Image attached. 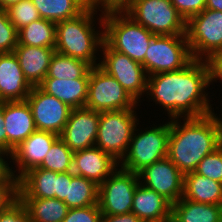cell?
<instances>
[{
	"instance_id": "18",
	"label": "cell",
	"mask_w": 222,
	"mask_h": 222,
	"mask_svg": "<svg viewBox=\"0 0 222 222\" xmlns=\"http://www.w3.org/2000/svg\"><path fill=\"white\" fill-rule=\"evenodd\" d=\"M118 167V161L96 146L73 152L72 172L97 185L103 183Z\"/></svg>"
},
{
	"instance_id": "38",
	"label": "cell",
	"mask_w": 222,
	"mask_h": 222,
	"mask_svg": "<svg viewBox=\"0 0 222 222\" xmlns=\"http://www.w3.org/2000/svg\"><path fill=\"white\" fill-rule=\"evenodd\" d=\"M6 158L9 160H6ZM9 164H8V162ZM12 153L0 149V183H18V179L12 170ZM11 165V166H9ZM11 167V168H10Z\"/></svg>"
},
{
	"instance_id": "5",
	"label": "cell",
	"mask_w": 222,
	"mask_h": 222,
	"mask_svg": "<svg viewBox=\"0 0 222 222\" xmlns=\"http://www.w3.org/2000/svg\"><path fill=\"white\" fill-rule=\"evenodd\" d=\"M169 120L168 118V122L165 121V124L145 127V131L136 126L128 151L119 166L133 173H138L154 162L166 158L170 133Z\"/></svg>"
},
{
	"instance_id": "2",
	"label": "cell",
	"mask_w": 222,
	"mask_h": 222,
	"mask_svg": "<svg viewBox=\"0 0 222 222\" xmlns=\"http://www.w3.org/2000/svg\"><path fill=\"white\" fill-rule=\"evenodd\" d=\"M220 146L217 113L170 119L167 157L183 174L195 171L202 159Z\"/></svg>"
},
{
	"instance_id": "42",
	"label": "cell",
	"mask_w": 222,
	"mask_h": 222,
	"mask_svg": "<svg viewBox=\"0 0 222 222\" xmlns=\"http://www.w3.org/2000/svg\"><path fill=\"white\" fill-rule=\"evenodd\" d=\"M72 172L57 173V199L64 201L67 197L68 183H71Z\"/></svg>"
},
{
	"instance_id": "27",
	"label": "cell",
	"mask_w": 222,
	"mask_h": 222,
	"mask_svg": "<svg viewBox=\"0 0 222 222\" xmlns=\"http://www.w3.org/2000/svg\"><path fill=\"white\" fill-rule=\"evenodd\" d=\"M40 17L55 23L81 14L88 5L83 0H31Z\"/></svg>"
},
{
	"instance_id": "17",
	"label": "cell",
	"mask_w": 222,
	"mask_h": 222,
	"mask_svg": "<svg viewBox=\"0 0 222 222\" xmlns=\"http://www.w3.org/2000/svg\"><path fill=\"white\" fill-rule=\"evenodd\" d=\"M3 116L7 134V151L13 153L37 130L32 110L26 100L7 101L3 104Z\"/></svg>"
},
{
	"instance_id": "51",
	"label": "cell",
	"mask_w": 222,
	"mask_h": 222,
	"mask_svg": "<svg viewBox=\"0 0 222 222\" xmlns=\"http://www.w3.org/2000/svg\"><path fill=\"white\" fill-rule=\"evenodd\" d=\"M93 5H95L99 0H89Z\"/></svg>"
},
{
	"instance_id": "8",
	"label": "cell",
	"mask_w": 222,
	"mask_h": 222,
	"mask_svg": "<svg viewBox=\"0 0 222 222\" xmlns=\"http://www.w3.org/2000/svg\"><path fill=\"white\" fill-rule=\"evenodd\" d=\"M193 60L186 35H156L144 57L147 76L177 71Z\"/></svg>"
},
{
	"instance_id": "22",
	"label": "cell",
	"mask_w": 222,
	"mask_h": 222,
	"mask_svg": "<svg viewBox=\"0 0 222 222\" xmlns=\"http://www.w3.org/2000/svg\"><path fill=\"white\" fill-rule=\"evenodd\" d=\"M89 78H44L38 85L45 93L53 95L72 109L85 107Z\"/></svg>"
},
{
	"instance_id": "4",
	"label": "cell",
	"mask_w": 222,
	"mask_h": 222,
	"mask_svg": "<svg viewBox=\"0 0 222 222\" xmlns=\"http://www.w3.org/2000/svg\"><path fill=\"white\" fill-rule=\"evenodd\" d=\"M104 41L115 51L129 56L144 67V57L156 36L124 11L103 12Z\"/></svg>"
},
{
	"instance_id": "1",
	"label": "cell",
	"mask_w": 222,
	"mask_h": 222,
	"mask_svg": "<svg viewBox=\"0 0 222 222\" xmlns=\"http://www.w3.org/2000/svg\"><path fill=\"white\" fill-rule=\"evenodd\" d=\"M207 88H210L207 61L193 59L180 70L148 76L145 96L148 102L152 99L162 106L170 119L200 117L214 112Z\"/></svg>"
},
{
	"instance_id": "39",
	"label": "cell",
	"mask_w": 222,
	"mask_h": 222,
	"mask_svg": "<svg viewBox=\"0 0 222 222\" xmlns=\"http://www.w3.org/2000/svg\"><path fill=\"white\" fill-rule=\"evenodd\" d=\"M206 61L209 67L210 84L213 85L219 80L218 82L222 85V53L212 55Z\"/></svg>"
},
{
	"instance_id": "25",
	"label": "cell",
	"mask_w": 222,
	"mask_h": 222,
	"mask_svg": "<svg viewBox=\"0 0 222 222\" xmlns=\"http://www.w3.org/2000/svg\"><path fill=\"white\" fill-rule=\"evenodd\" d=\"M171 222H222V206L198 203L182 197L172 204Z\"/></svg>"
},
{
	"instance_id": "11",
	"label": "cell",
	"mask_w": 222,
	"mask_h": 222,
	"mask_svg": "<svg viewBox=\"0 0 222 222\" xmlns=\"http://www.w3.org/2000/svg\"><path fill=\"white\" fill-rule=\"evenodd\" d=\"M100 52L103 56L99 57L103 59H100L98 66L114 77L137 102H142L140 98L146 95L148 77L143 65L115 51L105 41Z\"/></svg>"
},
{
	"instance_id": "44",
	"label": "cell",
	"mask_w": 222,
	"mask_h": 222,
	"mask_svg": "<svg viewBox=\"0 0 222 222\" xmlns=\"http://www.w3.org/2000/svg\"><path fill=\"white\" fill-rule=\"evenodd\" d=\"M3 116V106L0 108V149H4L7 151V134L5 129Z\"/></svg>"
},
{
	"instance_id": "45",
	"label": "cell",
	"mask_w": 222,
	"mask_h": 222,
	"mask_svg": "<svg viewBox=\"0 0 222 222\" xmlns=\"http://www.w3.org/2000/svg\"><path fill=\"white\" fill-rule=\"evenodd\" d=\"M206 9L222 11V0H206Z\"/></svg>"
},
{
	"instance_id": "24",
	"label": "cell",
	"mask_w": 222,
	"mask_h": 222,
	"mask_svg": "<svg viewBox=\"0 0 222 222\" xmlns=\"http://www.w3.org/2000/svg\"><path fill=\"white\" fill-rule=\"evenodd\" d=\"M183 198L198 203L222 206V183L197 174H184Z\"/></svg>"
},
{
	"instance_id": "46",
	"label": "cell",
	"mask_w": 222,
	"mask_h": 222,
	"mask_svg": "<svg viewBox=\"0 0 222 222\" xmlns=\"http://www.w3.org/2000/svg\"><path fill=\"white\" fill-rule=\"evenodd\" d=\"M23 0H0V8L7 9L11 5L16 4Z\"/></svg>"
},
{
	"instance_id": "37",
	"label": "cell",
	"mask_w": 222,
	"mask_h": 222,
	"mask_svg": "<svg viewBox=\"0 0 222 222\" xmlns=\"http://www.w3.org/2000/svg\"><path fill=\"white\" fill-rule=\"evenodd\" d=\"M171 3L185 22L206 8V0H171Z\"/></svg>"
},
{
	"instance_id": "30",
	"label": "cell",
	"mask_w": 222,
	"mask_h": 222,
	"mask_svg": "<svg viewBox=\"0 0 222 222\" xmlns=\"http://www.w3.org/2000/svg\"><path fill=\"white\" fill-rule=\"evenodd\" d=\"M91 66L85 61L54 52L45 78H90Z\"/></svg>"
},
{
	"instance_id": "10",
	"label": "cell",
	"mask_w": 222,
	"mask_h": 222,
	"mask_svg": "<svg viewBox=\"0 0 222 222\" xmlns=\"http://www.w3.org/2000/svg\"><path fill=\"white\" fill-rule=\"evenodd\" d=\"M140 105L114 77L99 66L91 67L85 107L102 112L137 109Z\"/></svg>"
},
{
	"instance_id": "9",
	"label": "cell",
	"mask_w": 222,
	"mask_h": 222,
	"mask_svg": "<svg viewBox=\"0 0 222 222\" xmlns=\"http://www.w3.org/2000/svg\"><path fill=\"white\" fill-rule=\"evenodd\" d=\"M186 37L193 59L207 60L222 53V11L204 9L186 22Z\"/></svg>"
},
{
	"instance_id": "34",
	"label": "cell",
	"mask_w": 222,
	"mask_h": 222,
	"mask_svg": "<svg viewBox=\"0 0 222 222\" xmlns=\"http://www.w3.org/2000/svg\"><path fill=\"white\" fill-rule=\"evenodd\" d=\"M195 172L222 183V145L211 154L206 155L198 164Z\"/></svg>"
},
{
	"instance_id": "29",
	"label": "cell",
	"mask_w": 222,
	"mask_h": 222,
	"mask_svg": "<svg viewBox=\"0 0 222 222\" xmlns=\"http://www.w3.org/2000/svg\"><path fill=\"white\" fill-rule=\"evenodd\" d=\"M99 185L90 179L72 172L68 183L67 197L64 200L68 208H84L98 204Z\"/></svg>"
},
{
	"instance_id": "43",
	"label": "cell",
	"mask_w": 222,
	"mask_h": 222,
	"mask_svg": "<svg viewBox=\"0 0 222 222\" xmlns=\"http://www.w3.org/2000/svg\"><path fill=\"white\" fill-rule=\"evenodd\" d=\"M101 222H141L135 213L122 215H102Z\"/></svg>"
},
{
	"instance_id": "23",
	"label": "cell",
	"mask_w": 222,
	"mask_h": 222,
	"mask_svg": "<svg viewBox=\"0 0 222 222\" xmlns=\"http://www.w3.org/2000/svg\"><path fill=\"white\" fill-rule=\"evenodd\" d=\"M17 196L57 199V172L39 167L30 169L18 180Z\"/></svg>"
},
{
	"instance_id": "40",
	"label": "cell",
	"mask_w": 222,
	"mask_h": 222,
	"mask_svg": "<svg viewBox=\"0 0 222 222\" xmlns=\"http://www.w3.org/2000/svg\"><path fill=\"white\" fill-rule=\"evenodd\" d=\"M18 183H0V210L17 197Z\"/></svg>"
},
{
	"instance_id": "28",
	"label": "cell",
	"mask_w": 222,
	"mask_h": 222,
	"mask_svg": "<svg viewBox=\"0 0 222 222\" xmlns=\"http://www.w3.org/2000/svg\"><path fill=\"white\" fill-rule=\"evenodd\" d=\"M18 45L55 48L56 23L38 19L18 31Z\"/></svg>"
},
{
	"instance_id": "15",
	"label": "cell",
	"mask_w": 222,
	"mask_h": 222,
	"mask_svg": "<svg viewBox=\"0 0 222 222\" xmlns=\"http://www.w3.org/2000/svg\"><path fill=\"white\" fill-rule=\"evenodd\" d=\"M100 112L87 107L72 109L60 138L73 151L95 146Z\"/></svg>"
},
{
	"instance_id": "50",
	"label": "cell",
	"mask_w": 222,
	"mask_h": 222,
	"mask_svg": "<svg viewBox=\"0 0 222 222\" xmlns=\"http://www.w3.org/2000/svg\"><path fill=\"white\" fill-rule=\"evenodd\" d=\"M88 6L93 5L89 0H83Z\"/></svg>"
},
{
	"instance_id": "20",
	"label": "cell",
	"mask_w": 222,
	"mask_h": 222,
	"mask_svg": "<svg viewBox=\"0 0 222 222\" xmlns=\"http://www.w3.org/2000/svg\"><path fill=\"white\" fill-rule=\"evenodd\" d=\"M55 48L17 45V56L25 78L32 86H38L47 76L49 64Z\"/></svg>"
},
{
	"instance_id": "7",
	"label": "cell",
	"mask_w": 222,
	"mask_h": 222,
	"mask_svg": "<svg viewBox=\"0 0 222 222\" xmlns=\"http://www.w3.org/2000/svg\"><path fill=\"white\" fill-rule=\"evenodd\" d=\"M123 11L154 35H186V22L171 0H134Z\"/></svg>"
},
{
	"instance_id": "41",
	"label": "cell",
	"mask_w": 222,
	"mask_h": 222,
	"mask_svg": "<svg viewBox=\"0 0 222 222\" xmlns=\"http://www.w3.org/2000/svg\"><path fill=\"white\" fill-rule=\"evenodd\" d=\"M134 0H99L95 5L102 11H123Z\"/></svg>"
},
{
	"instance_id": "19",
	"label": "cell",
	"mask_w": 222,
	"mask_h": 222,
	"mask_svg": "<svg viewBox=\"0 0 222 222\" xmlns=\"http://www.w3.org/2000/svg\"><path fill=\"white\" fill-rule=\"evenodd\" d=\"M33 86L25 78L17 56L0 54V96L7 101L26 100Z\"/></svg>"
},
{
	"instance_id": "16",
	"label": "cell",
	"mask_w": 222,
	"mask_h": 222,
	"mask_svg": "<svg viewBox=\"0 0 222 222\" xmlns=\"http://www.w3.org/2000/svg\"><path fill=\"white\" fill-rule=\"evenodd\" d=\"M59 137L52 132L36 130L13 151L12 163L16 168L13 171L18 180L30 169L41 165Z\"/></svg>"
},
{
	"instance_id": "49",
	"label": "cell",
	"mask_w": 222,
	"mask_h": 222,
	"mask_svg": "<svg viewBox=\"0 0 222 222\" xmlns=\"http://www.w3.org/2000/svg\"><path fill=\"white\" fill-rule=\"evenodd\" d=\"M4 100L1 98V96H0V108L3 106V104H4Z\"/></svg>"
},
{
	"instance_id": "13",
	"label": "cell",
	"mask_w": 222,
	"mask_h": 222,
	"mask_svg": "<svg viewBox=\"0 0 222 222\" xmlns=\"http://www.w3.org/2000/svg\"><path fill=\"white\" fill-rule=\"evenodd\" d=\"M26 101L31 107L37 130L52 132L60 136L68 121L72 108L58 98L33 86Z\"/></svg>"
},
{
	"instance_id": "12",
	"label": "cell",
	"mask_w": 222,
	"mask_h": 222,
	"mask_svg": "<svg viewBox=\"0 0 222 222\" xmlns=\"http://www.w3.org/2000/svg\"><path fill=\"white\" fill-rule=\"evenodd\" d=\"M138 174L120 166L99 185L98 204L102 215L131 213Z\"/></svg>"
},
{
	"instance_id": "33",
	"label": "cell",
	"mask_w": 222,
	"mask_h": 222,
	"mask_svg": "<svg viewBox=\"0 0 222 222\" xmlns=\"http://www.w3.org/2000/svg\"><path fill=\"white\" fill-rule=\"evenodd\" d=\"M18 45V31L11 23L7 9L0 8V54L12 53Z\"/></svg>"
},
{
	"instance_id": "36",
	"label": "cell",
	"mask_w": 222,
	"mask_h": 222,
	"mask_svg": "<svg viewBox=\"0 0 222 222\" xmlns=\"http://www.w3.org/2000/svg\"><path fill=\"white\" fill-rule=\"evenodd\" d=\"M102 213L99 204L84 208L68 209L62 222H101Z\"/></svg>"
},
{
	"instance_id": "32",
	"label": "cell",
	"mask_w": 222,
	"mask_h": 222,
	"mask_svg": "<svg viewBox=\"0 0 222 222\" xmlns=\"http://www.w3.org/2000/svg\"><path fill=\"white\" fill-rule=\"evenodd\" d=\"M7 12L17 31L41 18L38 9L31 0H23L13 4L7 8Z\"/></svg>"
},
{
	"instance_id": "14",
	"label": "cell",
	"mask_w": 222,
	"mask_h": 222,
	"mask_svg": "<svg viewBox=\"0 0 222 222\" xmlns=\"http://www.w3.org/2000/svg\"><path fill=\"white\" fill-rule=\"evenodd\" d=\"M139 183L174 204L183 197L184 174L166 157L143 168Z\"/></svg>"
},
{
	"instance_id": "6",
	"label": "cell",
	"mask_w": 222,
	"mask_h": 222,
	"mask_svg": "<svg viewBox=\"0 0 222 222\" xmlns=\"http://www.w3.org/2000/svg\"><path fill=\"white\" fill-rule=\"evenodd\" d=\"M136 109L100 112L95 146L119 163L128 151L136 126L139 125Z\"/></svg>"
},
{
	"instance_id": "26",
	"label": "cell",
	"mask_w": 222,
	"mask_h": 222,
	"mask_svg": "<svg viewBox=\"0 0 222 222\" xmlns=\"http://www.w3.org/2000/svg\"><path fill=\"white\" fill-rule=\"evenodd\" d=\"M29 211L30 222H62L68 212L64 201L56 198H20Z\"/></svg>"
},
{
	"instance_id": "35",
	"label": "cell",
	"mask_w": 222,
	"mask_h": 222,
	"mask_svg": "<svg viewBox=\"0 0 222 222\" xmlns=\"http://www.w3.org/2000/svg\"><path fill=\"white\" fill-rule=\"evenodd\" d=\"M0 222H30L29 211L18 196L0 210Z\"/></svg>"
},
{
	"instance_id": "31",
	"label": "cell",
	"mask_w": 222,
	"mask_h": 222,
	"mask_svg": "<svg viewBox=\"0 0 222 222\" xmlns=\"http://www.w3.org/2000/svg\"><path fill=\"white\" fill-rule=\"evenodd\" d=\"M73 151L59 137L51 146L39 168L57 173L72 172Z\"/></svg>"
},
{
	"instance_id": "47",
	"label": "cell",
	"mask_w": 222,
	"mask_h": 222,
	"mask_svg": "<svg viewBox=\"0 0 222 222\" xmlns=\"http://www.w3.org/2000/svg\"><path fill=\"white\" fill-rule=\"evenodd\" d=\"M222 109V108H221ZM221 111V115L219 114V116L217 115V118L219 120V123H220V127H221V145H222V110Z\"/></svg>"
},
{
	"instance_id": "48",
	"label": "cell",
	"mask_w": 222,
	"mask_h": 222,
	"mask_svg": "<svg viewBox=\"0 0 222 222\" xmlns=\"http://www.w3.org/2000/svg\"><path fill=\"white\" fill-rule=\"evenodd\" d=\"M171 220H157V221H141V222H169Z\"/></svg>"
},
{
	"instance_id": "21",
	"label": "cell",
	"mask_w": 222,
	"mask_h": 222,
	"mask_svg": "<svg viewBox=\"0 0 222 222\" xmlns=\"http://www.w3.org/2000/svg\"><path fill=\"white\" fill-rule=\"evenodd\" d=\"M172 204L157 192L137 185L131 212L141 221L171 220Z\"/></svg>"
},
{
	"instance_id": "3",
	"label": "cell",
	"mask_w": 222,
	"mask_h": 222,
	"mask_svg": "<svg viewBox=\"0 0 222 222\" xmlns=\"http://www.w3.org/2000/svg\"><path fill=\"white\" fill-rule=\"evenodd\" d=\"M96 19L97 24L100 25L97 28L101 31L96 29ZM103 41V12L96 5L88 6L74 18L56 23L55 51L85 61L91 67L99 65L97 62H100V58L97 56H100L99 50H101Z\"/></svg>"
}]
</instances>
